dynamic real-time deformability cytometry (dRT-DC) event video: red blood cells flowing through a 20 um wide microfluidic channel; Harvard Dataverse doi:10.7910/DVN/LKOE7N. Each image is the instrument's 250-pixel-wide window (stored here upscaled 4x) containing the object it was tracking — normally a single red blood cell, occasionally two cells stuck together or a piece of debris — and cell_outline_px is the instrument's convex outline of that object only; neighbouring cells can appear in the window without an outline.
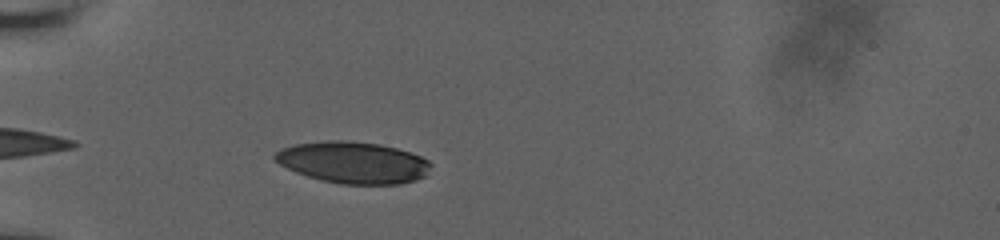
{"species": "human", "species_latin": "Homo sapiens", "temperature_condition": "room temperature", "stored_images_in_passage": 35, "camera_frame_rate_fps": 3000, "um_per_image_px": 0.085, "donor": {"sex": "male"}, "frame": {"image": 1, "passage_image": 3, "time_ms": 0.667, "image_size_px": [1000, 240], "cell_outline_px": [[432, 164], [424, 176], [416, 180], [400, 184], [340, 184], [308, 176], [296, 172], [280, 164], [272, 156], [276, 152], [292, 144], [328, 140], [344, 140], [380, 144], [412, 152], [428, 160]], "centroid_in_image_um": [30.03, 13.8], "position_along_channel_um": 55.0, "area_um2": 37.74}}
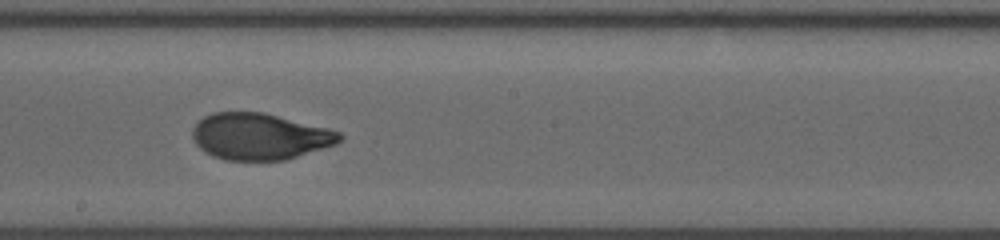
{"frame": {"image": 2, "passage_image": 18, "time_ms": 5.667, "image_size_px": [1000, 240], "cell_outline_px": [[344, 136], [336, 144], [284, 160], [224, 160], [212, 156], [204, 152], [196, 144], [192, 136], [192, 128], [204, 116], [212, 112], [264, 112], [328, 128], [340, 132]], "centroid_in_image_um": [22.05, 11.59], "position_along_channel_um": 226.1, "area_um2": 39.88}}
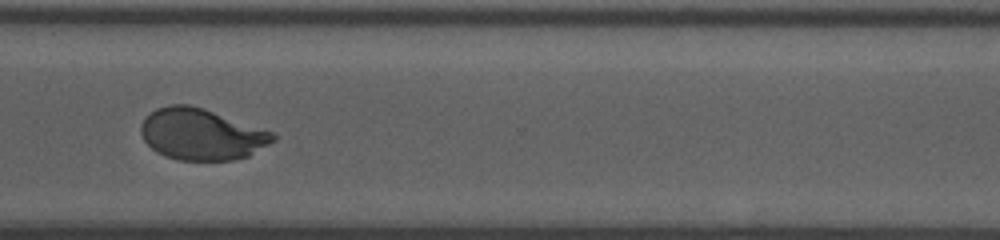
{"frame": {"image": 3, "passage_image": 28, "time_ms": 9.0, "image_size_px": [1000, 240], "cell_outline_px": [[276, 140], [248, 156], [232, 160], [180, 160], [164, 156], [156, 152], [144, 140], [140, 132], [140, 124], [144, 116], [156, 108], [168, 104], [188, 104], [204, 108], [272, 132], [276, 136]], "centroid_in_image_um": [17.08, 11.4], "position_along_channel_um": 353.5, "area_um2": 39.59}, "authors_computed_cell_mechanics": {"area_um2": 39.9398, "velocity_mm_per_s": 3.829, "shape_relaxation_time_tau1_ms": 5.1298, "shape_relaxation_time_tau2_ms": null, "deformation_change_tau1": 0.2051, "deformation_change_tau2": null}}